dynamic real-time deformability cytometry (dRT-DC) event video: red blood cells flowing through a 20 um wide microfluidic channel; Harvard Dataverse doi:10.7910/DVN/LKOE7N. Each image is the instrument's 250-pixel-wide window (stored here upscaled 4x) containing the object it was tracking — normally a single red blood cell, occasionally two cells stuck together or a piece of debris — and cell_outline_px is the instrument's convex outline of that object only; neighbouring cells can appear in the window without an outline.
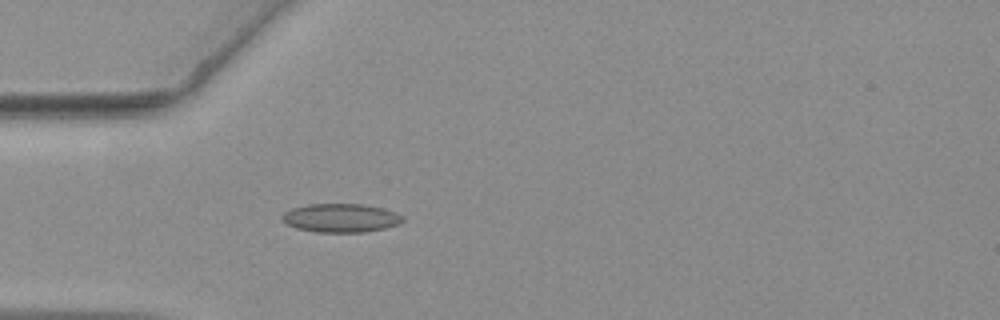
{"species": "common noctule bat (a hibernating species)", "species_latin": "Nyctalus noctula", "temperature_condition": "warm", "stored_images_in_passage": 40, "camera_frame_rate_fps": 3000, "um_per_image_px": 0.085, "animal": {"sex": "female", "body_mass_g": 19.3, "forearm_length_mm": 54.1}, "frame": {"image": 1, "passage_image": 1, "time_ms": 0.0, "image_size_px": [1000, 320], "cell_outline_px": [[404, 220], [400, 224], [384, 228], [364, 232], [316, 232], [296, 228], [280, 220], [280, 216], [284, 212], [292, 208], [308, 204], [360, 204], [380, 208], [396, 212], [404, 216]], "centroid_in_image_um": [28.95, 18.53], "position_along_channel_um": 56.1, "area_um2": 20.17}}
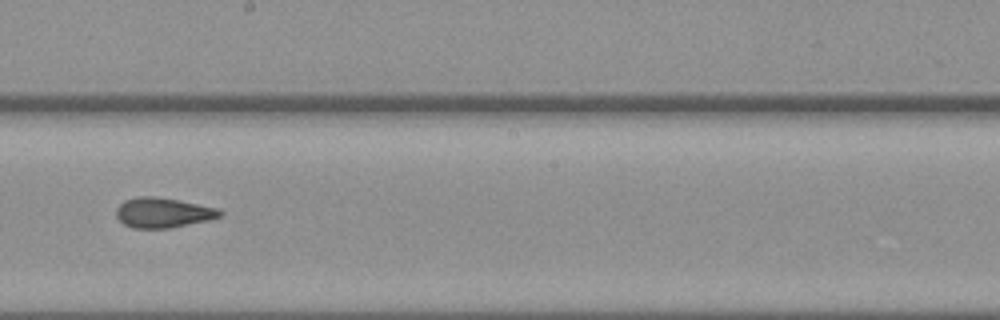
{"frame": {"image": 2, "passage_image": 16, "time_ms": 5.0, "image_size_px": [1000, 320], "cell_outline_px": [[224, 212], [220, 216], [208, 220], [168, 228], [132, 228], [124, 224], [116, 216], [116, 208], [124, 200], [136, 196], [152, 196], [176, 200], [220, 208]], "centroid_in_image_um": [13.84, 18.07], "position_along_channel_um": 234.4, "area_um2": 18.03}}
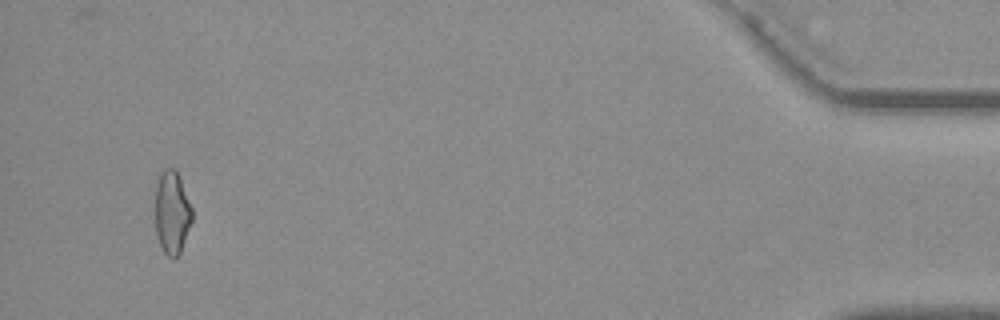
{"frame": {"image": 3, "passage_image": 38, "time_ms": 12.333, "image_size_px": [1000, 320], "cell_outline_px": [[192, 220], [180, 252], [172, 260], [164, 252], [160, 244], [156, 232], [156, 180], [160, 172], [164, 168], [172, 168], [176, 172], [180, 180], [192, 208]], "centroid_in_image_um": [14.6, 18.06], "position_along_channel_um": 420.6, "area_um2": 17.57}, "authors_computed_cell_mechanics": {"area_um2": 17.9469, "velocity_mm_per_s": 3.6564, "shape_relaxation_time_tau1_ms": null, "shape_relaxation_time_tau2_ms": 2.304, "deformation_change_tau1": null, "deformation_change_tau2": 0.0955}}